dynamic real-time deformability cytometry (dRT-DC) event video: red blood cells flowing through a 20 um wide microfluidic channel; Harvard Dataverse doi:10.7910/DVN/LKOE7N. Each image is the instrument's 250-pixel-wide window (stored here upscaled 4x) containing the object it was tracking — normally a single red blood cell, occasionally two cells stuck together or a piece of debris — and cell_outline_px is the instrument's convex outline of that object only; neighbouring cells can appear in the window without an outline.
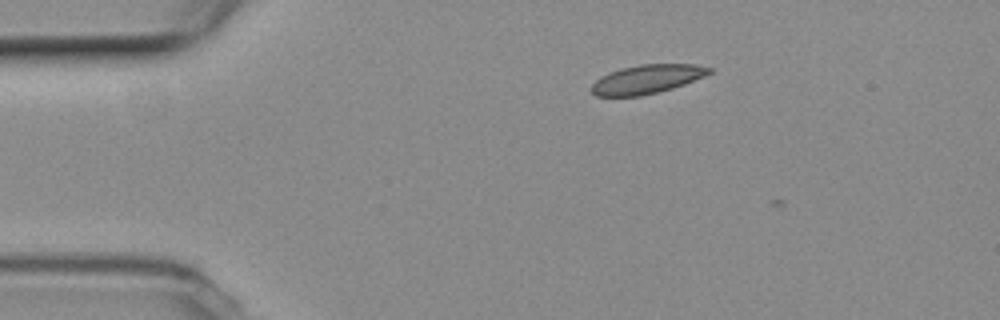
{"species": "common noctule bat (a hibernating species)", "species_latin": "Nyctalus noctula", "temperature_condition": "room temperature", "stored_images_in_passage": 2, "camera_frame_rate_fps": 3000, "um_per_image_px": 0.085, "animal": {"sex": "female", "body_mass_g": 19.3, "forearm_length_mm": 54.1}, "frame": {"image": 1, "passage_image": 1, "time_ms": 0.0, "image_size_px": [1000, 320], "cell_outline_px": [[712, 72], [704, 76], [684, 84], [672, 88], [640, 96], [596, 96], [592, 92], [592, 84], [600, 76], [608, 72], [620, 68], [640, 64], [692, 64], [712, 68]], "centroid_in_image_um": [54.96, 6.72], "position_along_channel_um": 30.0, "area_um2": 19.71}}